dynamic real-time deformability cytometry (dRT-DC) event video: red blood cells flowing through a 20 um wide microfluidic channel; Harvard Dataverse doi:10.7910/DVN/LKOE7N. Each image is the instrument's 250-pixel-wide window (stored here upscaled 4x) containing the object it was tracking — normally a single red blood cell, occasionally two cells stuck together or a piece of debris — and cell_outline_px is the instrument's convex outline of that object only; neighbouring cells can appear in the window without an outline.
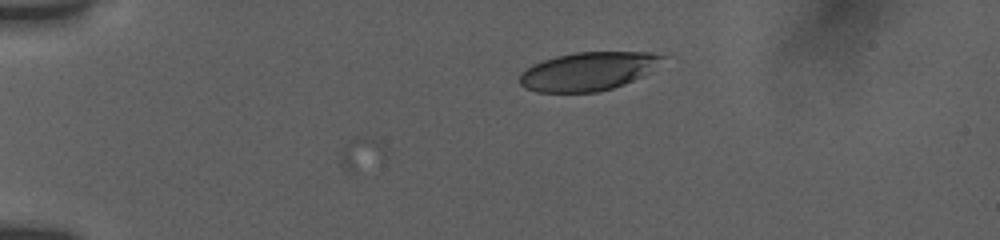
{"species": "human", "species_latin": "Homo sapiens", "temperature_condition": "room temperature", "stored_images_in_passage": 4, "camera_frame_rate_fps": 3000, "um_per_image_px": 0.085, "donor": {"sex": "female"}, "frame": {"image": 1, "passage_image": 4, "time_ms": 1.0, "image_size_px": [1000, 240], "cell_outline_px": [[668, 56], [644, 76], [624, 84], [612, 88], [596, 92], [536, 92], [524, 88], [520, 84], [520, 72], [532, 64], [556, 56], [576, 52], [648, 52]], "centroid_in_image_um": [49.98, 6.06], "position_along_channel_um": 35.0, "area_um2": 32.08}}